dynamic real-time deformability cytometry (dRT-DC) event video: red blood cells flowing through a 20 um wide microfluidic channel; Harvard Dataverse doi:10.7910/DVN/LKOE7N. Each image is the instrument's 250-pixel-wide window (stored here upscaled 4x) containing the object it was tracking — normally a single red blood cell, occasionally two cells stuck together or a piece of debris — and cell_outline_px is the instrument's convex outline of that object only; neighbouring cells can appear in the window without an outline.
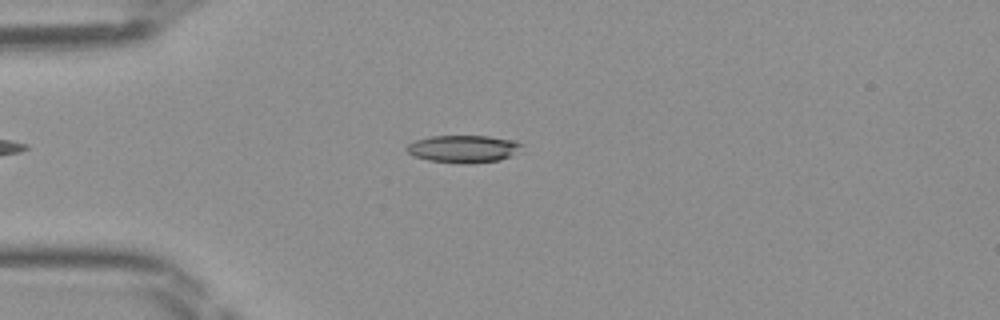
{"species": "Egyptian fruit bat (a non-hibernating species)", "species_latin": "Rousettus aegyptiacus", "temperature_condition": "room temperature", "stored_images_in_passage": 36, "camera_frame_rate_fps": 3000, "um_per_image_px": 0.085, "frame": {"image": 1, "passage_image": 1, "time_ms": 0.0, "image_size_px": [1000, 320], "cell_outline_px": [[524, 144], [512, 156], [500, 160], [468, 164], [464, 164], [428, 160], [412, 156], [404, 148], [408, 144], [416, 140], [432, 136], [488, 136], [516, 140]], "centroid_in_image_um": [39.4, 12.65], "position_along_channel_um": 45.6, "area_um2": 18.55}}
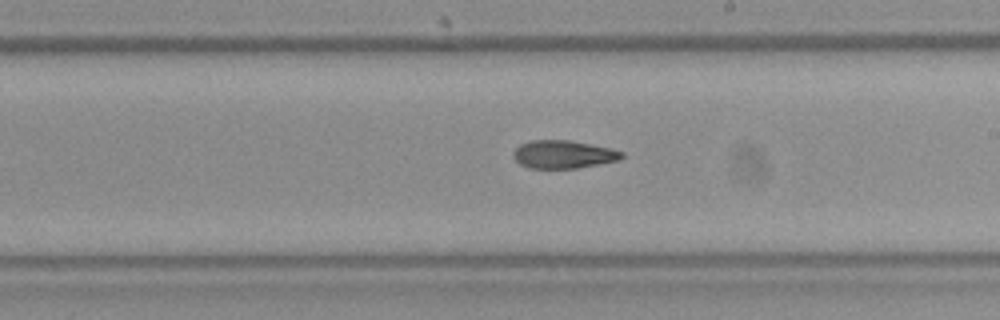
{"frame": {"image": 2, "passage_image": 16, "time_ms": 5.0, "image_size_px": [1000, 320], "cell_outline_px": [[624, 156], [620, 160], [600, 164], [576, 168], [528, 168], [520, 164], [512, 156], [512, 152], [520, 144], [532, 140], [568, 140], [612, 148], [624, 152]], "centroid_in_image_um": [47.89, 13.12], "position_along_channel_um": 241.1, "area_um2": 17.8}}
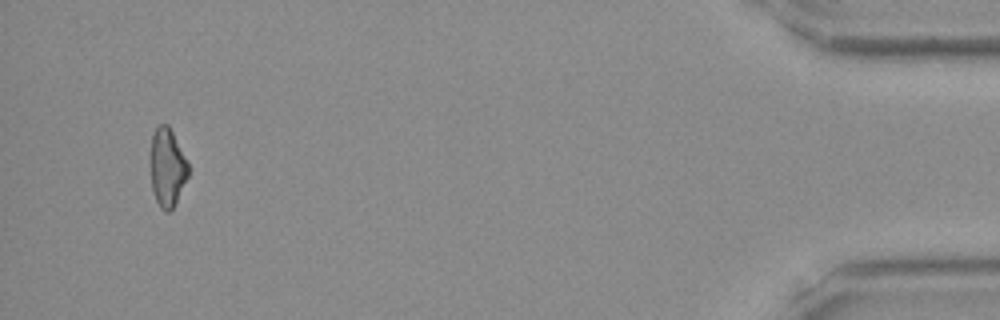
{"frame": {"image": 3, "passage_image": 34, "time_ms": 11.0, "image_size_px": [1000, 320], "cell_outline_px": [[188, 176], [176, 204], [168, 212], [164, 212], [160, 208], [156, 200], [152, 188], [148, 160], [152, 136], [156, 128], [160, 124], [168, 124], [188, 164]], "centroid_in_image_um": [14.17, 14.26], "position_along_channel_um": 421.0, "area_um2": 17.51}}